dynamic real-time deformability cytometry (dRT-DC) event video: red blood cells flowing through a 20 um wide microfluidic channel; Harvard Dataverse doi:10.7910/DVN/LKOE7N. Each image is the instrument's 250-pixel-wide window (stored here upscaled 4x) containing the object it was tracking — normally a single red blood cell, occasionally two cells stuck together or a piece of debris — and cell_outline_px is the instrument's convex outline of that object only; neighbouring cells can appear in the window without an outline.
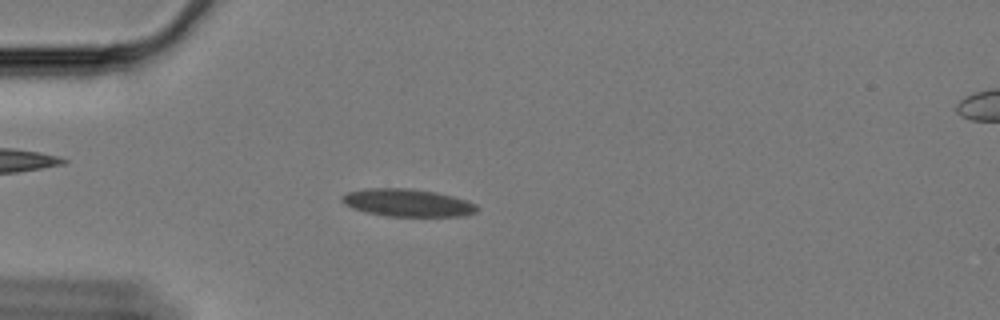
{"species": "Egyptian fruit bat (a non-hibernating species)", "species_latin": "Rousettus aegyptiacus", "temperature_condition": "cold", "stored_images_in_passage": 61, "camera_frame_rate_fps": 3000, "um_per_image_px": 0.085, "animal": {"sex": "female"}, "frame": {"image": 1, "passage_image": 17, "time_ms": 5.333, "image_size_px": [1000, 320], "cell_outline_px": [[476, 212], [460, 216], [388, 216], [368, 212], [352, 208], [344, 204], [340, 200], [340, 196], [348, 192], [368, 188], [408, 188], [436, 192], [468, 200], [476, 204]], "centroid_in_image_um": [34.61, 17.22], "position_along_channel_um": 50.4, "area_um2": 21.62}}
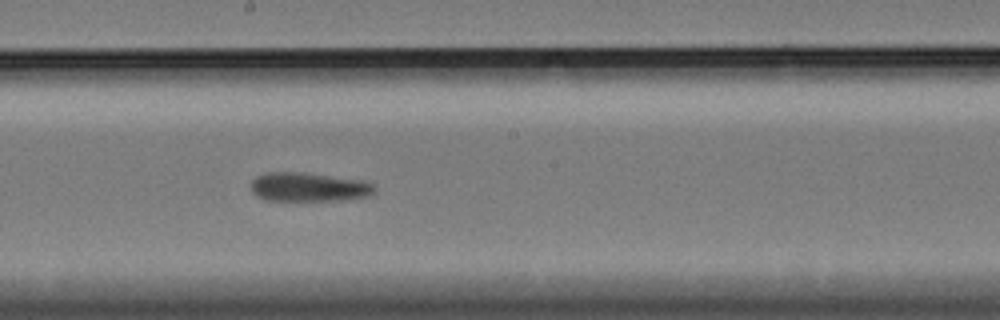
{"frame": {"image": 2, "passage_image": 34, "time_ms": 11.0, "image_size_px": [1000, 320], "cell_outline_px": [[376, 188], [368, 196], [348, 200], [264, 200], [252, 192], [252, 180], [256, 176], [264, 172], [304, 172], [360, 180], [372, 184]], "centroid_in_image_um": [26.21, 15.89], "position_along_channel_um": 222.0, "area_um2": 20.81}}
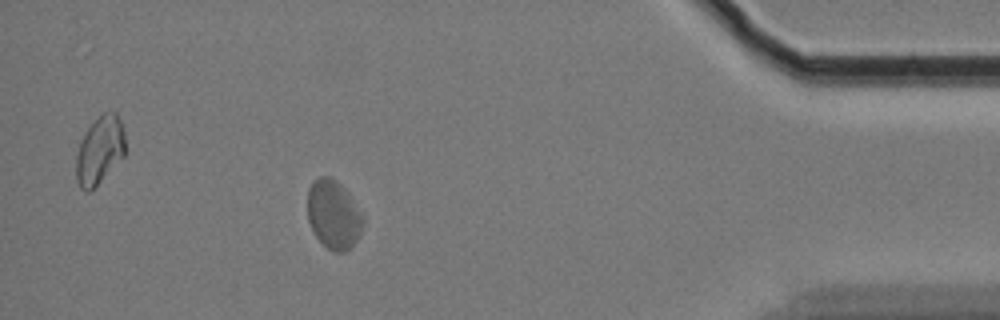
{"frame": {"image": 3, "passage_image": 55, "time_ms": 18.0, "image_size_px": [1000, 320], "cell_outline_px": [[364, 220], [360, 232], [352, 248], [344, 252], [332, 252], [316, 236], [308, 220], [308, 188], [312, 180], [320, 176], [328, 176], [336, 180], [348, 192], [360, 212]], "centroid_in_image_um": [28.34, 18.23], "position_along_channel_um": 406.9, "area_um2": 22.14}, "authors_computed_cell_mechanics": {"area_um2": 21.386, "velocity_mm_per_s": 3.2753, "shape_relaxation_time_tau1_ms": null, "shape_relaxation_time_tau2_ms": 4.5404, "deformation_change_tau1": null, "deformation_change_tau2": 0.0809}}